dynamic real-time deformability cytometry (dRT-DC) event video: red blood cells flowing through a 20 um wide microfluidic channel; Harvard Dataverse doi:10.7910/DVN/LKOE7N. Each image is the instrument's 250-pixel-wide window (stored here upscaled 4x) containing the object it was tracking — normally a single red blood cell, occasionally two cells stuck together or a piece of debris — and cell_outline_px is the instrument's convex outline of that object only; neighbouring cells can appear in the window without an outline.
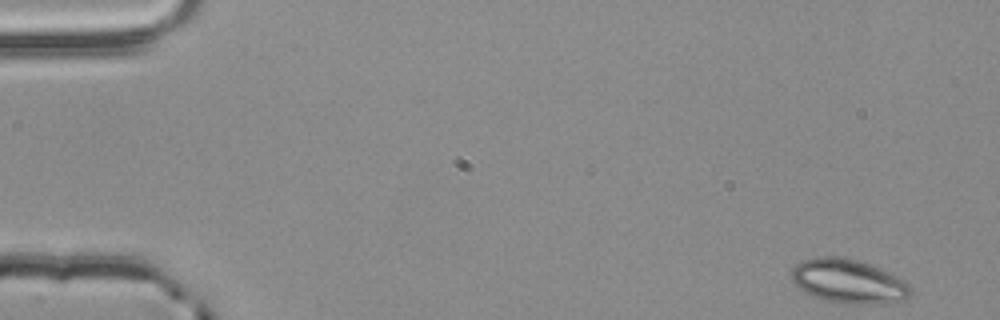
{"species": "common noctule bat (a hibernating species)", "species_latin": "Nyctalus noctula", "temperature_condition": "room temperature", "stored_images_in_passage": 4, "camera_frame_rate_fps": 3000, "um_per_image_px": 0.085, "animal": {"sex": "male", "body_mass_g": 20.4}, "frame": {"image": 1, "passage_image": 1, "time_ms": 0.0, "image_size_px": [1000, 320], "cell_outline_px": [[912, 292], [904, 300], [880, 304], [844, 304], [828, 300], [804, 292], [792, 280], [792, 268], [796, 264], [804, 260], [820, 256], [840, 256], [856, 260], [868, 264], [888, 272], [904, 280], [912, 288]], "centroid_in_image_um": [72.14, 23.91], "position_along_channel_um": 12.9, "area_um2": 30.35}}